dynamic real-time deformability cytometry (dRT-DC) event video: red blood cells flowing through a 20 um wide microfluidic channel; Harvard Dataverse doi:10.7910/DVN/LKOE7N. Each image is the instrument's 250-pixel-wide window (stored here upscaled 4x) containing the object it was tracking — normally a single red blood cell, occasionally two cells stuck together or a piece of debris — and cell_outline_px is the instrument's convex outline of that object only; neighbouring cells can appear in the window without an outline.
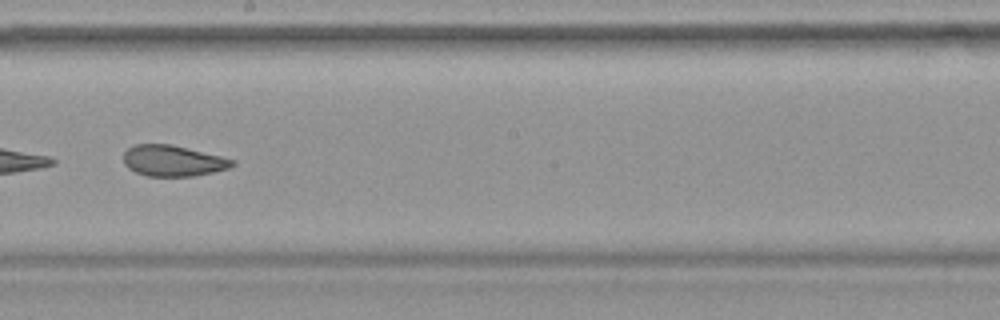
{"species": "common noctule bat (a hibernating species)", "species_latin": "Nyctalus noctula", "temperature_condition": "warm", "stored_images_in_passage": 46, "camera_frame_rate_fps": 3000, "um_per_image_px": 0.085, "animal": {"sex": "female", "body_mass_g": 19.9}, "frame": {"image": 1, "passage_image": 27, "time_ms": 8.667, "image_size_px": [1000, 320], "cell_outline_px": [[236, 164], [228, 168], [196, 176], [148, 176], [136, 172], [128, 168], [124, 164], [124, 152], [128, 148], [136, 144], [172, 144], [236, 160]], "centroid_in_image_um": [14.7, 13.66], "position_along_channel_um": 233.5, "area_um2": 19.59}}
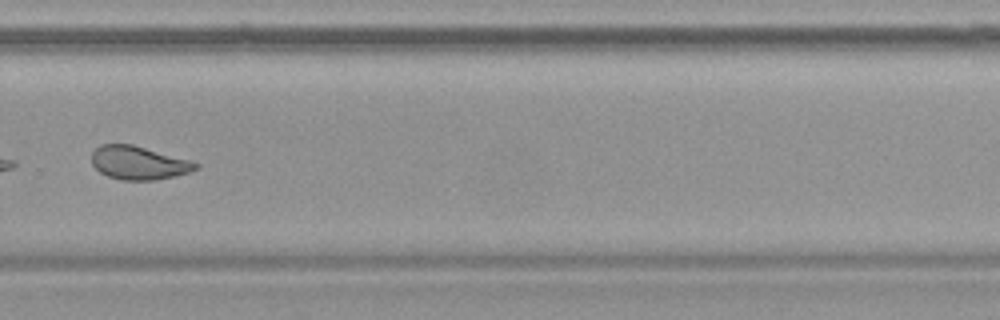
{"frame": {"image": 2, "passage_image": 33, "time_ms": 10.667, "image_size_px": [1000, 320], "cell_outline_px": [[200, 168], [188, 172], [172, 176], [152, 180], [124, 180], [108, 176], [100, 172], [92, 164], [92, 152], [100, 144], [132, 144], [188, 160], [200, 164]], "centroid_in_image_um": [11.76, 13.83], "position_along_channel_um": 318.0, "area_um2": 19.94}}